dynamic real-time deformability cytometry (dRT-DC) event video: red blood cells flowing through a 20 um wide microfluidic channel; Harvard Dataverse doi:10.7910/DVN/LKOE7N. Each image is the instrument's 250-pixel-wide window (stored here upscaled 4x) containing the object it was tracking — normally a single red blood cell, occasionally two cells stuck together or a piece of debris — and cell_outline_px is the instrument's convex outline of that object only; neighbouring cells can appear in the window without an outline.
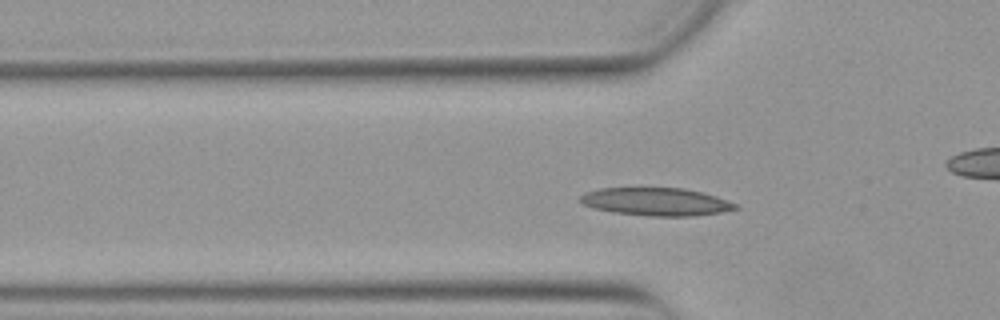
{"species": "Egyptian fruit bat (a non-hibernating species)", "species_latin": "Rousettus aegyptiacus", "temperature_condition": "warm", "stored_images_in_passage": 49, "camera_frame_rate_fps": 3000, "um_per_image_px": 0.085, "animal": {"sex": "female"}, "frame": {"image": 1, "passage_image": 13, "time_ms": 4.0, "image_size_px": [1000, 320], "cell_outline_px": [[740, 208], [720, 212], [696, 216], [648, 216], [612, 212], [592, 208], [576, 200], [584, 192], [600, 188], [684, 188], [716, 196], [740, 204]], "centroid_in_image_um": [55.76, 17.15], "position_along_channel_um": 70.0, "area_um2": 25.49}}
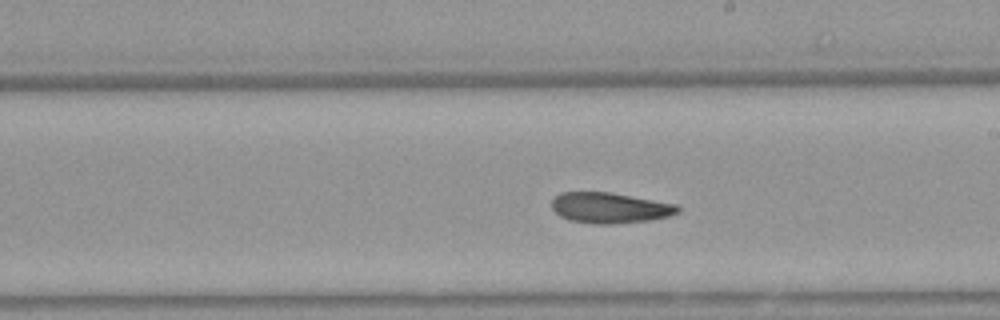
{"frame": {"image": 2, "passage_image": 26, "time_ms": 8.333, "image_size_px": [1000, 320], "cell_outline_px": [[680, 212], [668, 216], [652, 220], [612, 224], [596, 224], [572, 220], [560, 216], [552, 208], [552, 200], [560, 192], [608, 192], [676, 204], [680, 208]], "centroid_in_image_um": [51.85, 17.67], "position_along_channel_um": 237.2, "area_um2": 22.31}}
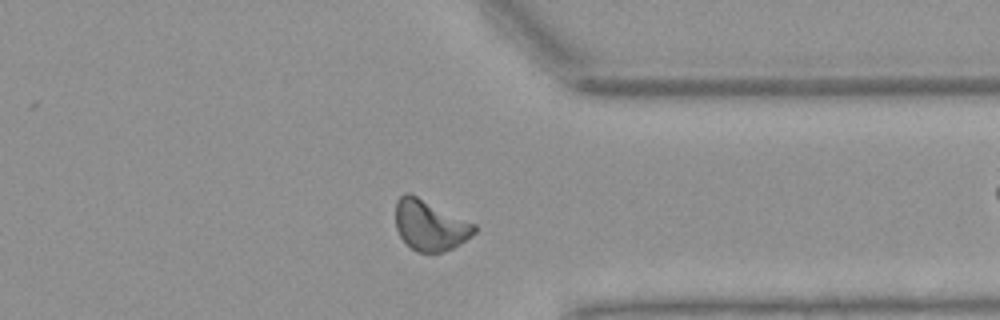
{"frame": {"image": 3, "passage_image": 37, "time_ms": 12.0, "image_size_px": [1000, 320], "cell_outline_px": [[476, 232], [460, 244], [444, 252], [416, 252], [400, 236], [396, 228], [396, 200], [404, 192], [408, 192], [476, 224]], "centroid_in_image_um": [36.54, 19.15], "position_along_channel_um": 374.9, "area_um2": 23.0}, "authors_computed_cell_mechanics": {"area_um2": 22.8888, "velocity_mm_per_s": 3.8603, "shape_relaxation_time_tau1_ms": null, "shape_relaxation_time_tau2_ms": 2.549, "deformation_change_tau1": null, "deformation_change_tau2": 0.0855}}